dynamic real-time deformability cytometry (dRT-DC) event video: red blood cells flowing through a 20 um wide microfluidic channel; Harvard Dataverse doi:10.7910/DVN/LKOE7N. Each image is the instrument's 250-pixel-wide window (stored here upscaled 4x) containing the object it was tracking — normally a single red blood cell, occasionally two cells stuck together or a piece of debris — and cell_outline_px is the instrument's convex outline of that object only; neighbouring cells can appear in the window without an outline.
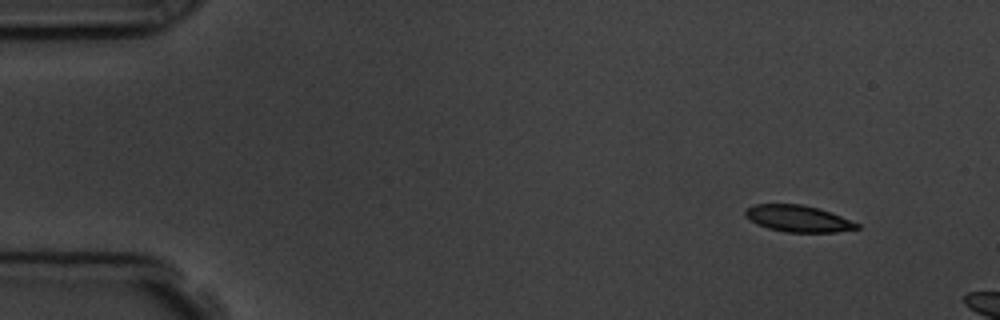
{"species": "common noctule bat (a hibernating species)", "species_latin": "Nyctalus noctula", "temperature_condition": "room temperature", "stored_images_in_passage": 3, "camera_frame_rate_fps": 3000, "um_per_image_px": 0.085, "animal": {"sex": "male", "body_mass_g": 19.5, "forearm_length_mm": 54.6}, "frame": {"image": 1, "passage_image": 1, "time_ms": 0.0, "image_size_px": [1000, 320], "cell_outline_px": [[860, 228], [836, 232], [784, 232], [768, 228], [756, 224], [744, 216], [744, 208], [752, 204], [800, 204], [816, 208], [840, 216], [860, 224]], "centroid_in_image_um": [67.77, 18.58], "position_along_channel_um": 17.2, "area_um2": 17.28}}